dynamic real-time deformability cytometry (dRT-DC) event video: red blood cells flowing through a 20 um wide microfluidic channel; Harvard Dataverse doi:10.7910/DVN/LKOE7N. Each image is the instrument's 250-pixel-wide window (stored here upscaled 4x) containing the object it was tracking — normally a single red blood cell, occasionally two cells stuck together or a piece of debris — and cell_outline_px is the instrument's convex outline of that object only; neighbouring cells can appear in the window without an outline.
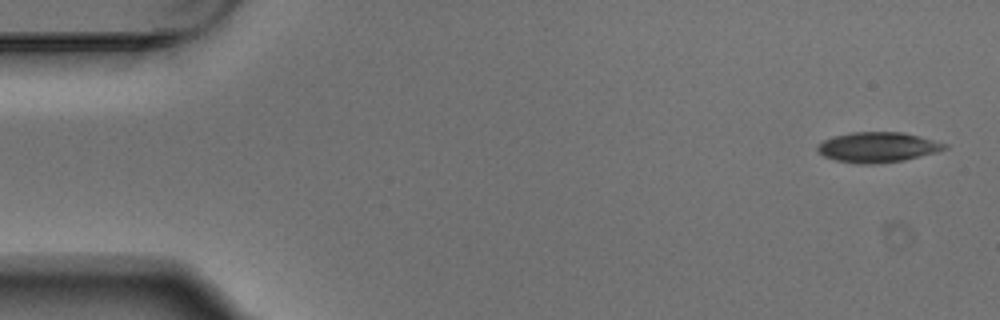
{"species": "Egyptian fruit bat (a non-hibernating species)", "species_latin": "Rousettus aegyptiacus", "temperature_condition": "warm", "stored_images_in_passage": 7, "camera_frame_rate_fps": 3000, "um_per_image_px": 0.085, "animal": {"sex": "male"}, "frame": {"image": 1, "passage_image": 1, "time_ms": 0.0, "image_size_px": [1000, 320], "cell_outline_px": [[948, 148], [936, 152], [904, 160], [872, 164], [860, 164], [836, 160], [824, 156], [816, 152], [816, 144], [832, 136], [852, 132], [904, 132], [920, 136], [948, 144]], "centroid_in_image_um": [74.57, 12.5], "position_along_channel_um": 10.4, "area_um2": 22.48}}
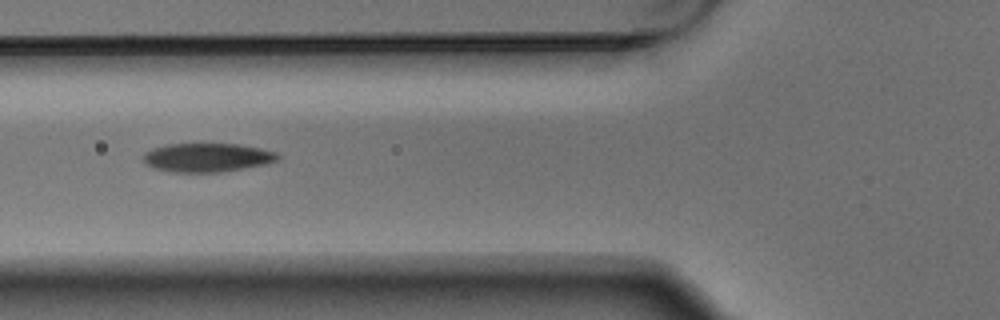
{"frame": {"image": 2, "passage_image": 6, "time_ms": 1.667, "image_size_px": [1000, 320], "cell_outline_px": [[280, 160], [268, 164], [220, 172], [172, 172], [156, 168], [148, 164], [144, 160], [144, 152], [152, 148], [164, 144], [240, 144], [260, 148], [276, 152], [280, 156]], "centroid_in_image_um": [17.66, 13.38], "position_along_channel_um": 108.1, "area_um2": 22.6}}
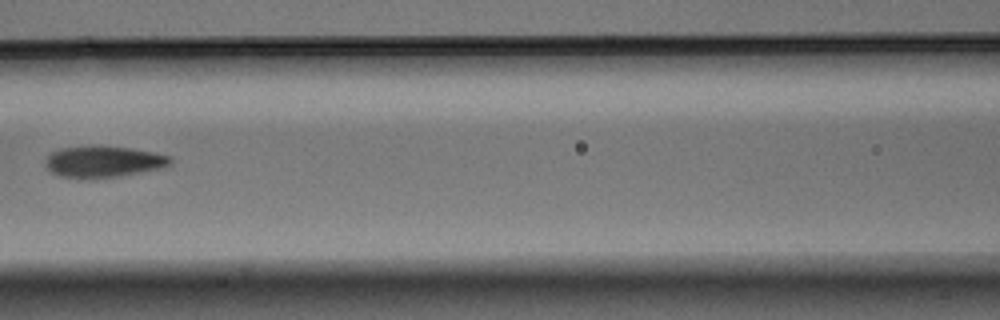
{"frame": {"image": 3, "passage_image": 7, "time_ms": 2.0, "image_size_px": [1000, 320], "cell_outline_px": [[172, 164], [164, 168], [120, 176], [88, 180], [60, 176], [48, 172], [44, 164], [44, 160], [52, 152], [60, 148], [132, 148], [172, 156]], "centroid_in_image_um": [8.79, 13.8], "position_along_channel_um": 157.8, "area_um2": 22.77}}